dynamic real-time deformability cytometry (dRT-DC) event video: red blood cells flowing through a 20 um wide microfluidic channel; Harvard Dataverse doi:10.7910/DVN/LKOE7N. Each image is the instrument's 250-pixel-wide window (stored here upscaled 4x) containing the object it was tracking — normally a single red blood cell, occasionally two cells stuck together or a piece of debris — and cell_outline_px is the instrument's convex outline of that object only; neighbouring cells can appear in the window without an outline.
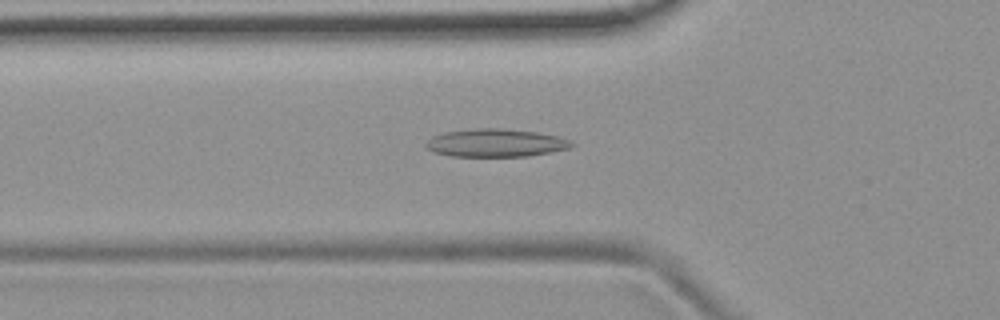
{"species": "common noctule bat (a hibernating species)", "species_latin": "Nyctalus noctula", "temperature_condition": "room temperature", "stored_images_in_passage": 4, "camera_frame_rate_fps": 3000, "um_per_image_px": 0.085, "animal": {"sex": "female", "body_mass_g": 19.9}, "frame": {"image": 1, "passage_image": 4, "time_ms": 4.667, "image_size_px": [1000, 320], "cell_outline_px": [[576, 144], [568, 148], [552, 152], [528, 156], [452, 156], [436, 152], [428, 148], [424, 144], [432, 136], [444, 132], [476, 128], [500, 128], [536, 132], [556, 136], [572, 140]], "centroid_in_image_um": [42.16, 12.14], "position_along_channel_um": 83.6, "area_um2": 23.64}}